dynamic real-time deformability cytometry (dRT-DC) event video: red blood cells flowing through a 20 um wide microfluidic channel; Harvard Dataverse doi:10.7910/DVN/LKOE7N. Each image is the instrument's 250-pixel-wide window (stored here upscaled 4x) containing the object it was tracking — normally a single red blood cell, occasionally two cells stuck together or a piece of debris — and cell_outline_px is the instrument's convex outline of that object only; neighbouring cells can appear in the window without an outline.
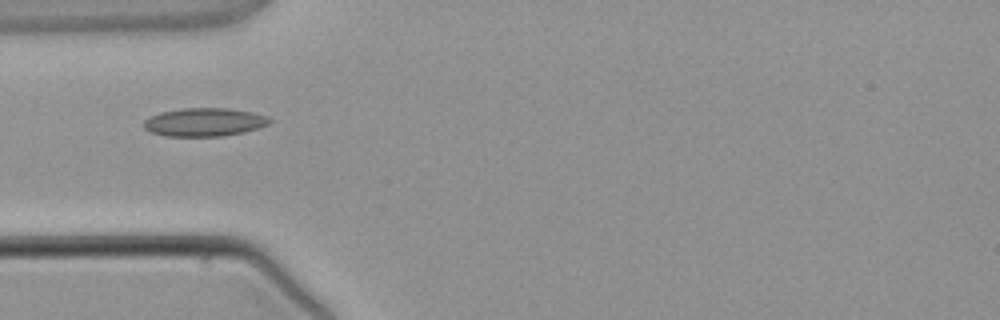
{"species": "common noctule bat (a hibernating species)", "species_latin": "Nyctalus noctula", "temperature_condition": "warm", "stored_images_in_passage": 1, "camera_frame_rate_fps": 3000, "um_per_image_px": 0.085, "animal": {"sex": "male", "body_mass_g": 21.5, "forearm_length_mm": 52.0}, "frame": {"image": 1, "passage_image": 1, "time_ms": 0.0, "image_size_px": [1000, 320], "cell_outline_px": [[272, 120], [268, 124], [244, 132], [220, 136], [164, 136], [152, 132], [144, 128], [144, 120], [160, 112], [180, 108], [228, 108], [252, 112], [268, 116]], "centroid_in_image_um": [17.37, 10.37], "position_along_channel_um": 67.6, "area_um2": 20.69}}